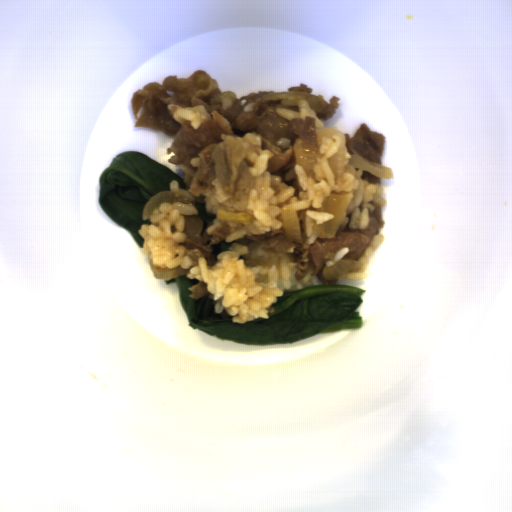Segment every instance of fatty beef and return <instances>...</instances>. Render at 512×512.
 I'll use <instances>...</instances> for the list:
<instances>
[{
  "mask_svg": "<svg viewBox=\"0 0 512 512\" xmlns=\"http://www.w3.org/2000/svg\"><path fill=\"white\" fill-rule=\"evenodd\" d=\"M220 93L218 81L201 69L188 78L167 76L162 85L148 83L132 94L134 127L174 137L166 155L175 156L167 162L192 168L191 159H200L187 192L197 198L215 187V197L224 208L235 212L248 208L253 183L245 161L248 149L275 155L268 158L266 171L276 173L293 162L311 175L321 156L316 118L280 117L281 99L263 97L275 91L250 92L227 110L210 102Z\"/></svg>",
  "mask_w": 512,
  "mask_h": 512,
  "instance_id": "8fa450e3",
  "label": "fatty beef"
},
{
  "mask_svg": "<svg viewBox=\"0 0 512 512\" xmlns=\"http://www.w3.org/2000/svg\"><path fill=\"white\" fill-rule=\"evenodd\" d=\"M385 222L382 207L374 206V211H369V223L365 229H349L347 224L343 231H337L334 239L317 237L311 244L297 243L288 240L284 227L264 235H246L245 238L260 243L261 248L267 251L271 258L280 257L294 247L297 264L295 280L301 282L312 264V277L317 275L323 285H337L338 279L325 280L323 276L326 262L334 261L342 248H349L343 258L359 261L373 236L380 235V228H385Z\"/></svg>",
  "mask_w": 512,
  "mask_h": 512,
  "instance_id": "1bbc456c",
  "label": "fatty beef"
},
{
  "mask_svg": "<svg viewBox=\"0 0 512 512\" xmlns=\"http://www.w3.org/2000/svg\"><path fill=\"white\" fill-rule=\"evenodd\" d=\"M182 216L184 218V230L182 232L186 240L184 243H178V245L184 246L185 253L192 249H198L200 254L205 256L208 266L213 267L217 262L214 246L224 242L226 237L231 235V226L222 222L214 228L212 235H207L206 230L213 225V221L207 223L199 214Z\"/></svg>",
  "mask_w": 512,
  "mask_h": 512,
  "instance_id": "5ad873be",
  "label": "fatty beef"
},
{
  "mask_svg": "<svg viewBox=\"0 0 512 512\" xmlns=\"http://www.w3.org/2000/svg\"><path fill=\"white\" fill-rule=\"evenodd\" d=\"M346 138L345 147L350 154H359L372 163L382 165V158L385 151L386 137L384 133L372 131L371 128L362 122L353 138L349 133L344 134Z\"/></svg>",
  "mask_w": 512,
  "mask_h": 512,
  "instance_id": "51303b74",
  "label": "fatty beef"
},
{
  "mask_svg": "<svg viewBox=\"0 0 512 512\" xmlns=\"http://www.w3.org/2000/svg\"><path fill=\"white\" fill-rule=\"evenodd\" d=\"M341 98H339L336 95H332L331 98H329V103H327L326 107L321 111H316V116L318 119H321V121H326L329 119H332L337 111L339 109Z\"/></svg>",
  "mask_w": 512,
  "mask_h": 512,
  "instance_id": "2513f850",
  "label": "fatty beef"
},
{
  "mask_svg": "<svg viewBox=\"0 0 512 512\" xmlns=\"http://www.w3.org/2000/svg\"><path fill=\"white\" fill-rule=\"evenodd\" d=\"M361 180H366L368 183L373 184H380L381 185V178L377 177L375 174H373L370 171H362V175L360 176Z\"/></svg>",
  "mask_w": 512,
  "mask_h": 512,
  "instance_id": "7934fd38",
  "label": "fatty beef"
},
{
  "mask_svg": "<svg viewBox=\"0 0 512 512\" xmlns=\"http://www.w3.org/2000/svg\"><path fill=\"white\" fill-rule=\"evenodd\" d=\"M293 90H302V91H305L306 93H308L309 95L312 93L313 89L308 86L307 84L303 83V82H300L299 83V86H290L287 90L288 91H293Z\"/></svg>",
  "mask_w": 512,
  "mask_h": 512,
  "instance_id": "6575b59f",
  "label": "fatty beef"
}]
</instances>
